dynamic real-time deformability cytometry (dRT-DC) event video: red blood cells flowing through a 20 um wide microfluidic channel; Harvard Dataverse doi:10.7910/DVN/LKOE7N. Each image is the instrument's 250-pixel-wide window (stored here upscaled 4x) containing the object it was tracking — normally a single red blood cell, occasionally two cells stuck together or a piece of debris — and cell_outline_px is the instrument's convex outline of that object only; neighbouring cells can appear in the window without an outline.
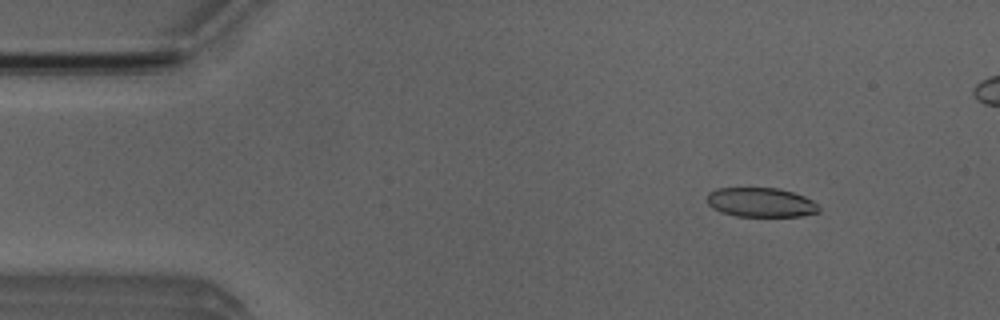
{"species": "Egyptian fruit bat (a non-hibernating species)", "species_latin": "Rousettus aegyptiacus", "temperature_condition": "room temperature", "stored_images_in_passage": 44, "camera_frame_rate_fps": 3000, "um_per_image_px": 0.085, "animal": {"sex": "male"}, "frame": {"image": 1, "passage_image": 1, "time_ms": 0.0, "image_size_px": [1000, 320], "cell_outline_px": [[820, 212], [800, 216], [736, 216], [720, 212], [712, 208], [708, 204], [708, 192], [716, 188], [780, 188], [804, 196], [812, 200], [820, 208]], "centroid_in_image_um": [64.66, 17.2], "position_along_channel_um": 20.3, "area_um2": 19.19}}
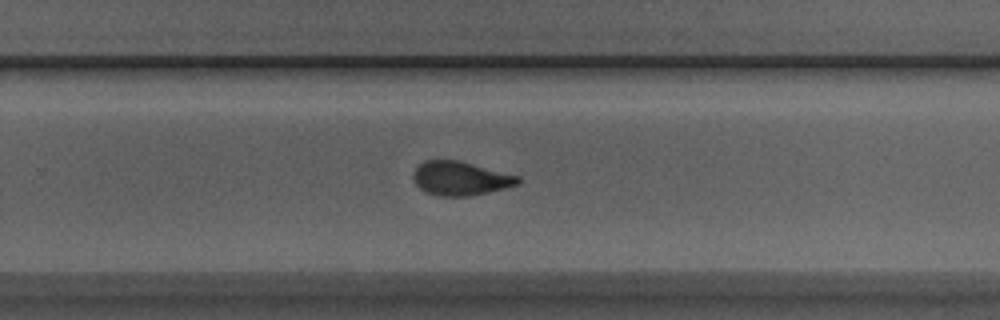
{"frame": {"image": 2, "passage_image": 28, "time_ms": 9.0, "image_size_px": [1000, 320], "cell_outline_px": [[520, 184], [504, 188], [468, 196], [440, 196], [428, 192], [420, 188], [416, 184], [412, 176], [416, 168], [424, 160], [460, 160], [520, 176]], "centroid_in_image_um": [39.15, 15.15], "position_along_channel_um": 290.6, "area_um2": 20.58}}
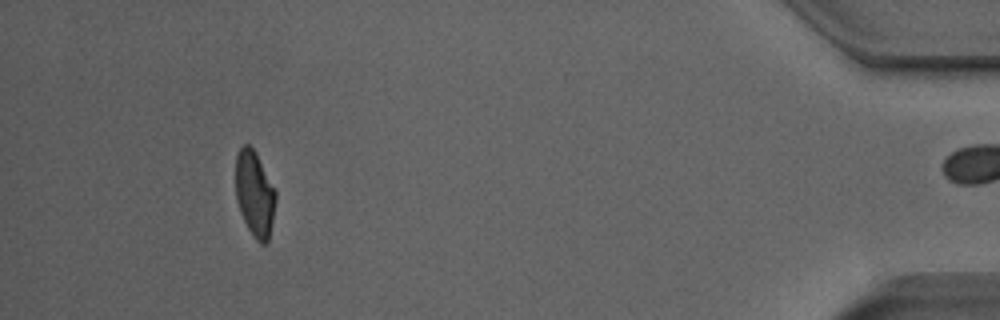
{"frame": {"image": 3, "passage_image": 43, "time_ms": 14.0, "image_size_px": [1000, 320], "cell_outline_px": [[276, 200], [272, 224], [268, 240], [264, 244], [260, 244], [256, 240], [248, 228], [240, 212], [236, 200], [236, 156], [240, 148], [244, 144], [248, 144], [256, 152], [276, 192]], "centroid_in_image_um": [21.64, 16.48], "position_along_channel_um": 413.6, "area_um2": 19.88}, "authors_computed_cell_mechanics": {"area_um2": 20.8947, "velocity_mm_per_s": 3.8844, "shape_relaxation_time_tau1_ms": 4.6026, "shape_relaxation_time_tau2_ms": 1.857, "deformation_change_tau1": 0.1642, "deformation_change_tau2": 0.0856}}